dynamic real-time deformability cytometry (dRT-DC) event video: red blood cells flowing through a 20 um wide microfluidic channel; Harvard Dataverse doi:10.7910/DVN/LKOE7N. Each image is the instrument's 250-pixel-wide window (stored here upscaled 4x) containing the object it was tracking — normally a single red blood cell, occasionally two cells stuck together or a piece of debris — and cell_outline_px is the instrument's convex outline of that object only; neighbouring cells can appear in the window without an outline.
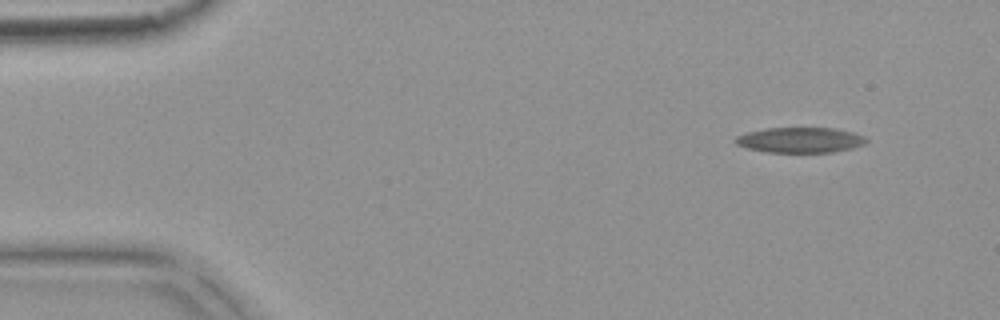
{"species": "common noctule bat (a hibernating species)", "species_latin": "Nyctalus noctula", "temperature_condition": "warm", "stored_images_in_passage": 5, "camera_frame_rate_fps": 3000, "um_per_image_px": 0.085, "animal": {"sex": "female", "body_mass_g": 18.4}, "frame": {"image": 1, "passage_image": 2, "time_ms": 0.333, "image_size_px": [1000, 320], "cell_outline_px": [[868, 140], [864, 144], [852, 148], [832, 152], [768, 152], [748, 148], [736, 144], [732, 140], [736, 136], [748, 132], [764, 128], [836, 128], [852, 132], [864, 136]], "centroid_in_image_um": [68.0, 11.89], "position_along_channel_um": 17.0, "area_um2": 19.31}}
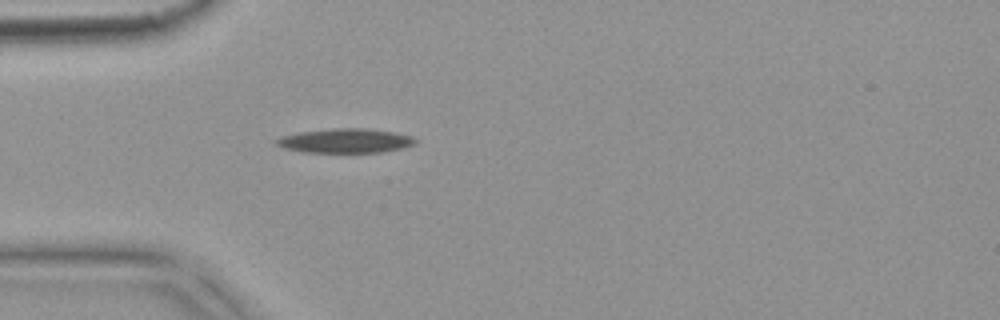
{"frame": {"image": 2, "passage_image": 5, "time_ms": 1.333, "image_size_px": [1000, 320], "cell_outline_px": [[420, 140], [416, 144], [400, 148], [380, 152], [304, 152], [284, 148], [276, 144], [272, 140], [280, 136], [300, 132], [332, 128], [360, 128], [392, 132], [412, 136]], "centroid_in_image_um": [29.33, 11.96], "position_along_channel_um": 55.7, "area_um2": 19.65}}